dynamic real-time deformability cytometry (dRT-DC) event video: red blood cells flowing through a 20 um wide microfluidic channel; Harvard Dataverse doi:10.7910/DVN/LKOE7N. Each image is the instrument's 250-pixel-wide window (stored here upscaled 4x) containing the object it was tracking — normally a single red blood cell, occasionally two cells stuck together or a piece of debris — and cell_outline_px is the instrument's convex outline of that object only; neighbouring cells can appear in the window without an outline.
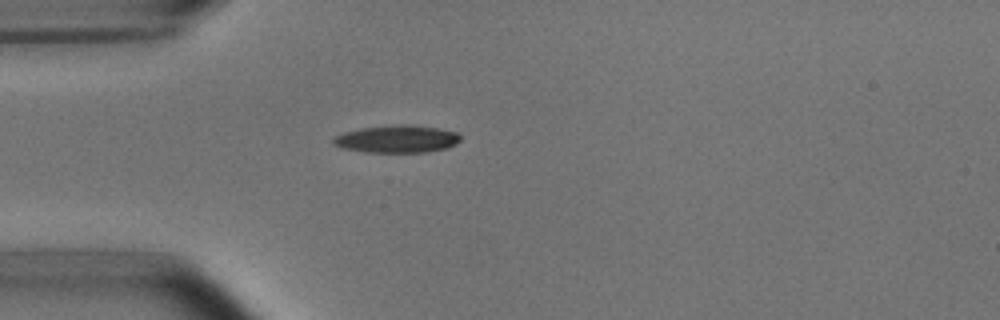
{"species": "common noctule bat (a hibernating species)", "species_latin": "Nyctalus noctula", "temperature_condition": "room temperature", "stored_images_in_passage": 1, "camera_frame_rate_fps": 3000, "um_per_image_px": 0.085, "animal": {"sex": "male", "body_mass_g": 15.6}, "frame": {"image": 1, "passage_image": 1, "time_ms": 0.0, "image_size_px": [1000, 320], "cell_outline_px": [[460, 140], [456, 144], [448, 148], [424, 152], [364, 152], [344, 148], [332, 144], [332, 140], [336, 136], [344, 132], [360, 128], [400, 124], [408, 124], [436, 128], [456, 132], [460, 136]], "centroid_in_image_um": [33.74, 11.81], "position_along_channel_um": 51.3, "area_um2": 20.29}}